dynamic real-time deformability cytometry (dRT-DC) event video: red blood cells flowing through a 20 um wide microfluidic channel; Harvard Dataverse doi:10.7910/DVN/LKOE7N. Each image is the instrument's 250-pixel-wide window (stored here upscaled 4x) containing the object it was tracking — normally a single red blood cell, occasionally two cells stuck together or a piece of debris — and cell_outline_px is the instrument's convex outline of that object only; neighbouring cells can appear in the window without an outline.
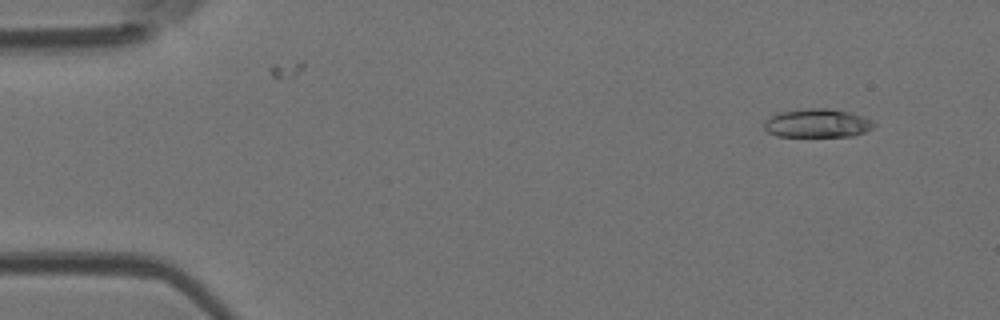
{"species": "Egyptian fruit bat (a non-hibernating species)", "species_latin": "Rousettus aegyptiacus", "temperature_condition": "room temperature", "stored_images_in_passage": 4, "camera_frame_rate_fps": 3000, "um_per_image_px": 0.085, "animal": {"sex": "female"}, "frame": {"image": 1, "passage_image": 2, "time_ms": 0.333, "image_size_px": [1000, 320], "cell_outline_px": [[876, 124], [872, 128], [864, 132], [852, 136], [776, 136], [768, 132], [764, 128], [764, 120], [780, 112], [812, 108], [824, 108], [848, 112], [864, 116], [872, 120]], "centroid_in_image_um": [69.48, 10.48], "position_along_channel_um": 15.5, "area_um2": 18.15}}
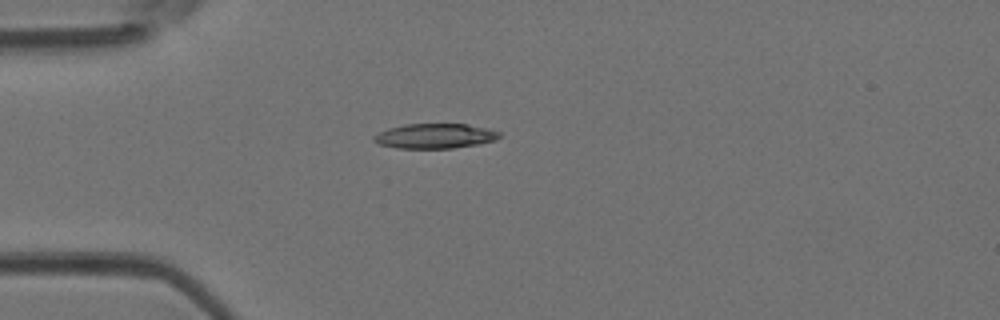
{"frame": {"image": 2, "passage_image": 4, "time_ms": 1.0, "image_size_px": [1000, 320], "cell_outline_px": [[500, 136], [496, 140], [480, 144], [452, 148], [396, 148], [380, 144], [372, 140], [372, 136], [388, 128], [404, 124], [468, 124], [488, 128], [500, 132]], "centroid_in_image_um": [36.98, 11.56], "position_along_channel_um": 48.0, "area_um2": 18.26}}